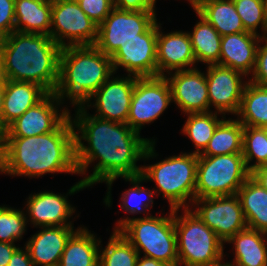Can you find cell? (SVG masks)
<instances>
[{
	"label": "cell",
	"mask_w": 267,
	"mask_h": 266,
	"mask_svg": "<svg viewBox=\"0 0 267 266\" xmlns=\"http://www.w3.org/2000/svg\"><path fill=\"white\" fill-rule=\"evenodd\" d=\"M83 105L77 107L74 120L75 165L78 174H85L89 164L95 160L93 173L72 186L69 194H74L98 182H106L108 192L104 199L111 206V185L119 177L141 175L142 166L136 165L141 159L156 157L155 140L141 138L140 133L128 124L97 118L87 113ZM81 133V135H79ZM82 140L87 141L88 146Z\"/></svg>",
	"instance_id": "obj_1"
},
{
	"label": "cell",
	"mask_w": 267,
	"mask_h": 266,
	"mask_svg": "<svg viewBox=\"0 0 267 266\" xmlns=\"http://www.w3.org/2000/svg\"><path fill=\"white\" fill-rule=\"evenodd\" d=\"M75 130L69 115L54 131L31 137H4L0 173L40 177L45 173H77Z\"/></svg>",
	"instance_id": "obj_2"
},
{
	"label": "cell",
	"mask_w": 267,
	"mask_h": 266,
	"mask_svg": "<svg viewBox=\"0 0 267 266\" xmlns=\"http://www.w3.org/2000/svg\"><path fill=\"white\" fill-rule=\"evenodd\" d=\"M61 50L49 35L13 31L0 44V74L6 80L32 82L54 93Z\"/></svg>",
	"instance_id": "obj_3"
},
{
	"label": "cell",
	"mask_w": 267,
	"mask_h": 266,
	"mask_svg": "<svg viewBox=\"0 0 267 266\" xmlns=\"http://www.w3.org/2000/svg\"><path fill=\"white\" fill-rule=\"evenodd\" d=\"M113 74L111 57L95 45L62 47L59 80L54 93L61 101L67 97L77 107Z\"/></svg>",
	"instance_id": "obj_4"
},
{
	"label": "cell",
	"mask_w": 267,
	"mask_h": 266,
	"mask_svg": "<svg viewBox=\"0 0 267 266\" xmlns=\"http://www.w3.org/2000/svg\"><path fill=\"white\" fill-rule=\"evenodd\" d=\"M114 230L119 231L140 254L178 266L177 235L174 226V209L168 216L152 215L140 218H125L117 222Z\"/></svg>",
	"instance_id": "obj_5"
},
{
	"label": "cell",
	"mask_w": 267,
	"mask_h": 266,
	"mask_svg": "<svg viewBox=\"0 0 267 266\" xmlns=\"http://www.w3.org/2000/svg\"><path fill=\"white\" fill-rule=\"evenodd\" d=\"M197 164L198 155L185 152L142 166L141 176L156 183L155 193L162 192L171 209L189 208L195 199Z\"/></svg>",
	"instance_id": "obj_6"
},
{
	"label": "cell",
	"mask_w": 267,
	"mask_h": 266,
	"mask_svg": "<svg viewBox=\"0 0 267 266\" xmlns=\"http://www.w3.org/2000/svg\"><path fill=\"white\" fill-rule=\"evenodd\" d=\"M174 209L178 266H200L224 257V242L190 208Z\"/></svg>",
	"instance_id": "obj_7"
},
{
	"label": "cell",
	"mask_w": 267,
	"mask_h": 266,
	"mask_svg": "<svg viewBox=\"0 0 267 266\" xmlns=\"http://www.w3.org/2000/svg\"><path fill=\"white\" fill-rule=\"evenodd\" d=\"M250 175L242 153L198 155L195 198L235 195Z\"/></svg>",
	"instance_id": "obj_8"
},
{
	"label": "cell",
	"mask_w": 267,
	"mask_h": 266,
	"mask_svg": "<svg viewBox=\"0 0 267 266\" xmlns=\"http://www.w3.org/2000/svg\"><path fill=\"white\" fill-rule=\"evenodd\" d=\"M155 11H130L113 8L98 26L95 46L105 55L112 56L121 45L139 38L155 22Z\"/></svg>",
	"instance_id": "obj_9"
},
{
	"label": "cell",
	"mask_w": 267,
	"mask_h": 266,
	"mask_svg": "<svg viewBox=\"0 0 267 266\" xmlns=\"http://www.w3.org/2000/svg\"><path fill=\"white\" fill-rule=\"evenodd\" d=\"M53 27V28H52ZM98 25L72 0H52L50 38L61 47L94 45ZM67 39V43L64 41Z\"/></svg>",
	"instance_id": "obj_10"
},
{
	"label": "cell",
	"mask_w": 267,
	"mask_h": 266,
	"mask_svg": "<svg viewBox=\"0 0 267 266\" xmlns=\"http://www.w3.org/2000/svg\"><path fill=\"white\" fill-rule=\"evenodd\" d=\"M171 102L165 76L136 78L126 124L140 133L142 126L156 120Z\"/></svg>",
	"instance_id": "obj_11"
},
{
	"label": "cell",
	"mask_w": 267,
	"mask_h": 266,
	"mask_svg": "<svg viewBox=\"0 0 267 266\" xmlns=\"http://www.w3.org/2000/svg\"><path fill=\"white\" fill-rule=\"evenodd\" d=\"M194 212L217 236L226 243L236 233L247 228L242 205L237 194L195 198ZM199 205H201L199 207Z\"/></svg>",
	"instance_id": "obj_12"
},
{
	"label": "cell",
	"mask_w": 267,
	"mask_h": 266,
	"mask_svg": "<svg viewBox=\"0 0 267 266\" xmlns=\"http://www.w3.org/2000/svg\"><path fill=\"white\" fill-rule=\"evenodd\" d=\"M157 21L139 38L121 45L111 56L113 73L124 67L130 76L137 78L158 76Z\"/></svg>",
	"instance_id": "obj_13"
},
{
	"label": "cell",
	"mask_w": 267,
	"mask_h": 266,
	"mask_svg": "<svg viewBox=\"0 0 267 266\" xmlns=\"http://www.w3.org/2000/svg\"><path fill=\"white\" fill-rule=\"evenodd\" d=\"M61 103L55 93H48L40 102L13 121L4 130V137H31L54 131L71 115L67 108L59 113L57 106Z\"/></svg>",
	"instance_id": "obj_14"
},
{
	"label": "cell",
	"mask_w": 267,
	"mask_h": 266,
	"mask_svg": "<svg viewBox=\"0 0 267 266\" xmlns=\"http://www.w3.org/2000/svg\"><path fill=\"white\" fill-rule=\"evenodd\" d=\"M110 78L112 77H109L83 106L87 104V108L90 107V101L95 98L93 107L98 113L93 116L126 124L137 77L128 75L125 78Z\"/></svg>",
	"instance_id": "obj_15"
},
{
	"label": "cell",
	"mask_w": 267,
	"mask_h": 266,
	"mask_svg": "<svg viewBox=\"0 0 267 266\" xmlns=\"http://www.w3.org/2000/svg\"><path fill=\"white\" fill-rule=\"evenodd\" d=\"M208 84L209 104L216 108L220 114L232 113L237 115L243 90L246 82H242V76L239 71L220 65H208L206 73ZM242 77V78H241Z\"/></svg>",
	"instance_id": "obj_16"
},
{
	"label": "cell",
	"mask_w": 267,
	"mask_h": 266,
	"mask_svg": "<svg viewBox=\"0 0 267 266\" xmlns=\"http://www.w3.org/2000/svg\"><path fill=\"white\" fill-rule=\"evenodd\" d=\"M171 73V74H170ZM165 75L170 89L172 102L185 114L210 112L208 84L206 76L196 67L179 70Z\"/></svg>",
	"instance_id": "obj_17"
},
{
	"label": "cell",
	"mask_w": 267,
	"mask_h": 266,
	"mask_svg": "<svg viewBox=\"0 0 267 266\" xmlns=\"http://www.w3.org/2000/svg\"><path fill=\"white\" fill-rule=\"evenodd\" d=\"M160 28L157 22L158 76H165L164 72L170 73L173 70L193 69L196 59L188 32L175 31L163 34Z\"/></svg>",
	"instance_id": "obj_18"
},
{
	"label": "cell",
	"mask_w": 267,
	"mask_h": 266,
	"mask_svg": "<svg viewBox=\"0 0 267 266\" xmlns=\"http://www.w3.org/2000/svg\"><path fill=\"white\" fill-rule=\"evenodd\" d=\"M66 197L49 191L31 194L26 210L33 226H72L67 220L75 212V207L70 205Z\"/></svg>",
	"instance_id": "obj_19"
},
{
	"label": "cell",
	"mask_w": 267,
	"mask_h": 266,
	"mask_svg": "<svg viewBox=\"0 0 267 266\" xmlns=\"http://www.w3.org/2000/svg\"><path fill=\"white\" fill-rule=\"evenodd\" d=\"M260 36L251 32L222 36L219 65L239 71L245 77L253 74Z\"/></svg>",
	"instance_id": "obj_20"
},
{
	"label": "cell",
	"mask_w": 267,
	"mask_h": 266,
	"mask_svg": "<svg viewBox=\"0 0 267 266\" xmlns=\"http://www.w3.org/2000/svg\"><path fill=\"white\" fill-rule=\"evenodd\" d=\"M26 243L34 266H58L73 226L41 227Z\"/></svg>",
	"instance_id": "obj_21"
},
{
	"label": "cell",
	"mask_w": 267,
	"mask_h": 266,
	"mask_svg": "<svg viewBox=\"0 0 267 266\" xmlns=\"http://www.w3.org/2000/svg\"><path fill=\"white\" fill-rule=\"evenodd\" d=\"M48 92L38 84L6 80L2 118L5 130L26 110L40 102Z\"/></svg>",
	"instance_id": "obj_22"
},
{
	"label": "cell",
	"mask_w": 267,
	"mask_h": 266,
	"mask_svg": "<svg viewBox=\"0 0 267 266\" xmlns=\"http://www.w3.org/2000/svg\"><path fill=\"white\" fill-rule=\"evenodd\" d=\"M52 0H15L14 31L50 36Z\"/></svg>",
	"instance_id": "obj_23"
},
{
	"label": "cell",
	"mask_w": 267,
	"mask_h": 266,
	"mask_svg": "<svg viewBox=\"0 0 267 266\" xmlns=\"http://www.w3.org/2000/svg\"><path fill=\"white\" fill-rule=\"evenodd\" d=\"M227 243H233L234 266H267L266 233L245 228L232 236Z\"/></svg>",
	"instance_id": "obj_24"
},
{
	"label": "cell",
	"mask_w": 267,
	"mask_h": 266,
	"mask_svg": "<svg viewBox=\"0 0 267 266\" xmlns=\"http://www.w3.org/2000/svg\"><path fill=\"white\" fill-rule=\"evenodd\" d=\"M66 243L58 266H99L101 240L86 227H78Z\"/></svg>",
	"instance_id": "obj_25"
},
{
	"label": "cell",
	"mask_w": 267,
	"mask_h": 266,
	"mask_svg": "<svg viewBox=\"0 0 267 266\" xmlns=\"http://www.w3.org/2000/svg\"><path fill=\"white\" fill-rule=\"evenodd\" d=\"M247 227L267 232V190L251 176L238 190Z\"/></svg>",
	"instance_id": "obj_26"
},
{
	"label": "cell",
	"mask_w": 267,
	"mask_h": 266,
	"mask_svg": "<svg viewBox=\"0 0 267 266\" xmlns=\"http://www.w3.org/2000/svg\"><path fill=\"white\" fill-rule=\"evenodd\" d=\"M199 22L196 23L193 32L189 33L193 53L196 62L208 65H219L220 45L222 36L218 31L198 12Z\"/></svg>",
	"instance_id": "obj_27"
},
{
	"label": "cell",
	"mask_w": 267,
	"mask_h": 266,
	"mask_svg": "<svg viewBox=\"0 0 267 266\" xmlns=\"http://www.w3.org/2000/svg\"><path fill=\"white\" fill-rule=\"evenodd\" d=\"M237 116L243 126L267 128V86L246 82Z\"/></svg>",
	"instance_id": "obj_28"
},
{
	"label": "cell",
	"mask_w": 267,
	"mask_h": 266,
	"mask_svg": "<svg viewBox=\"0 0 267 266\" xmlns=\"http://www.w3.org/2000/svg\"><path fill=\"white\" fill-rule=\"evenodd\" d=\"M221 36L248 32L245 30L233 0H209L197 11Z\"/></svg>",
	"instance_id": "obj_29"
},
{
	"label": "cell",
	"mask_w": 267,
	"mask_h": 266,
	"mask_svg": "<svg viewBox=\"0 0 267 266\" xmlns=\"http://www.w3.org/2000/svg\"><path fill=\"white\" fill-rule=\"evenodd\" d=\"M224 120L217 126L207 147L200 156L242 153L244 126L238 119Z\"/></svg>",
	"instance_id": "obj_30"
},
{
	"label": "cell",
	"mask_w": 267,
	"mask_h": 266,
	"mask_svg": "<svg viewBox=\"0 0 267 266\" xmlns=\"http://www.w3.org/2000/svg\"><path fill=\"white\" fill-rule=\"evenodd\" d=\"M212 112L187 114L188 118L182 132L194 143L196 151L193 153L196 155L205 150L217 126L224 120L218 119L216 111Z\"/></svg>",
	"instance_id": "obj_31"
},
{
	"label": "cell",
	"mask_w": 267,
	"mask_h": 266,
	"mask_svg": "<svg viewBox=\"0 0 267 266\" xmlns=\"http://www.w3.org/2000/svg\"><path fill=\"white\" fill-rule=\"evenodd\" d=\"M99 253V266H136L139 253L119 232L114 230L107 246Z\"/></svg>",
	"instance_id": "obj_32"
},
{
	"label": "cell",
	"mask_w": 267,
	"mask_h": 266,
	"mask_svg": "<svg viewBox=\"0 0 267 266\" xmlns=\"http://www.w3.org/2000/svg\"><path fill=\"white\" fill-rule=\"evenodd\" d=\"M242 154L250 172L266 164L265 128L244 126ZM253 159H256L255 163L249 165Z\"/></svg>",
	"instance_id": "obj_33"
},
{
	"label": "cell",
	"mask_w": 267,
	"mask_h": 266,
	"mask_svg": "<svg viewBox=\"0 0 267 266\" xmlns=\"http://www.w3.org/2000/svg\"><path fill=\"white\" fill-rule=\"evenodd\" d=\"M126 181H129L134 186L131 189L126 190L121 197L122 203L120 204L121 209H124L125 212L130 214H138L148 210V207H153V197L155 191L146 189L139 185L145 179L139 175L134 177H123ZM146 196L147 201L144 200ZM144 197V198H143Z\"/></svg>",
	"instance_id": "obj_34"
},
{
	"label": "cell",
	"mask_w": 267,
	"mask_h": 266,
	"mask_svg": "<svg viewBox=\"0 0 267 266\" xmlns=\"http://www.w3.org/2000/svg\"><path fill=\"white\" fill-rule=\"evenodd\" d=\"M235 9L246 31L258 34L261 27L263 35L267 34V20L264 0H233Z\"/></svg>",
	"instance_id": "obj_35"
},
{
	"label": "cell",
	"mask_w": 267,
	"mask_h": 266,
	"mask_svg": "<svg viewBox=\"0 0 267 266\" xmlns=\"http://www.w3.org/2000/svg\"><path fill=\"white\" fill-rule=\"evenodd\" d=\"M27 220L23 211L0 206V242L14 244L21 239L26 231Z\"/></svg>",
	"instance_id": "obj_36"
},
{
	"label": "cell",
	"mask_w": 267,
	"mask_h": 266,
	"mask_svg": "<svg viewBox=\"0 0 267 266\" xmlns=\"http://www.w3.org/2000/svg\"><path fill=\"white\" fill-rule=\"evenodd\" d=\"M78 4L84 13L98 26L114 8L113 0H82Z\"/></svg>",
	"instance_id": "obj_37"
},
{
	"label": "cell",
	"mask_w": 267,
	"mask_h": 266,
	"mask_svg": "<svg viewBox=\"0 0 267 266\" xmlns=\"http://www.w3.org/2000/svg\"><path fill=\"white\" fill-rule=\"evenodd\" d=\"M265 43L261 46L258 44L256 52V65L252 76V79H249L250 82L257 85L267 86V34L260 36V41Z\"/></svg>",
	"instance_id": "obj_38"
},
{
	"label": "cell",
	"mask_w": 267,
	"mask_h": 266,
	"mask_svg": "<svg viewBox=\"0 0 267 266\" xmlns=\"http://www.w3.org/2000/svg\"><path fill=\"white\" fill-rule=\"evenodd\" d=\"M15 0H0V37L4 38L14 31Z\"/></svg>",
	"instance_id": "obj_39"
},
{
	"label": "cell",
	"mask_w": 267,
	"mask_h": 266,
	"mask_svg": "<svg viewBox=\"0 0 267 266\" xmlns=\"http://www.w3.org/2000/svg\"><path fill=\"white\" fill-rule=\"evenodd\" d=\"M156 0H113L115 8L130 11H155Z\"/></svg>",
	"instance_id": "obj_40"
},
{
	"label": "cell",
	"mask_w": 267,
	"mask_h": 266,
	"mask_svg": "<svg viewBox=\"0 0 267 266\" xmlns=\"http://www.w3.org/2000/svg\"><path fill=\"white\" fill-rule=\"evenodd\" d=\"M6 266H34L30 257L28 249L25 247V251L22 248H18L10 258L9 263Z\"/></svg>",
	"instance_id": "obj_41"
},
{
	"label": "cell",
	"mask_w": 267,
	"mask_h": 266,
	"mask_svg": "<svg viewBox=\"0 0 267 266\" xmlns=\"http://www.w3.org/2000/svg\"><path fill=\"white\" fill-rule=\"evenodd\" d=\"M18 248L15 244L0 242V266H6Z\"/></svg>",
	"instance_id": "obj_42"
},
{
	"label": "cell",
	"mask_w": 267,
	"mask_h": 266,
	"mask_svg": "<svg viewBox=\"0 0 267 266\" xmlns=\"http://www.w3.org/2000/svg\"><path fill=\"white\" fill-rule=\"evenodd\" d=\"M250 176L267 190V164L252 170Z\"/></svg>",
	"instance_id": "obj_43"
},
{
	"label": "cell",
	"mask_w": 267,
	"mask_h": 266,
	"mask_svg": "<svg viewBox=\"0 0 267 266\" xmlns=\"http://www.w3.org/2000/svg\"><path fill=\"white\" fill-rule=\"evenodd\" d=\"M5 89H6V79L0 74V146L4 139L2 106H3Z\"/></svg>",
	"instance_id": "obj_44"
},
{
	"label": "cell",
	"mask_w": 267,
	"mask_h": 266,
	"mask_svg": "<svg viewBox=\"0 0 267 266\" xmlns=\"http://www.w3.org/2000/svg\"><path fill=\"white\" fill-rule=\"evenodd\" d=\"M136 266H170L165 262L155 260L154 258H149L146 256H143V258L138 256Z\"/></svg>",
	"instance_id": "obj_45"
},
{
	"label": "cell",
	"mask_w": 267,
	"mask_h": 266,
	"mask_svg": "<svg viewBox=\"0 0 267 266\" xmlns=\"http://www.w3.org/2000/svg\"><path fill=\"white\" fill-rule=\"evenodd\" d=\"M195 10L197 12L200 10L209 0H188Z\"/></svg>",
	"instance_id": "obj_46"
},
{
	"label": "cell",
	"mask_w": 267,
	"mask_h": 266,
	"mask_svg": "<svg viewBox=\"0 0 267 266\" xmlns=\"http://www.w3.org/2000/svg\"><path fill=\"white\" fill-rule=\"evenodd\" d=\"M222 260H223V258H220L219 260H217L213 263H209L206 265H200V266H234L231 262H225L224 263Z\"/></svg>",
	"instance_id": "obj_47"
},
{
	"label": "cell",
	"mask_w": 267,
	"mask_h": 266,
	"mask_svg": "<svg viewBox=\"0 0 267 266\" xmlns=\"http://www.w3.org/2000/svg\"><path fill=\"white\" fill-rule=\"evenodd\" d=\"M265 154H266V164H267V128H265Z\"/></svg>",
	"instance_id": "obj_48"
},
{
	"label": "cell",
	"mask_w": 267,
	"mask_h": 266,
	"mask_svg": "<svg viewBox=\"0 0 267 266\" xmlns=\"http://www.w3.org/2000/svg\"><path fill=\"white\" fill-rule=\"evenodd\" d=\"M265 3V14H266V20H267V0H264Z\"/></svg>",
	"instance_id": "obj_49"
},
{
	"label": "cell",
	"mask_w": 267,
	"mask_h": 266,
	"mask_svg": "<svg viewBox=\"0 0 267 266\" xmlns=\"http://www.w3.org/2000/svg\"><path fill=\"white\" fill-rule=\"evenodd\" d=\"M72 1L79 3V2L82 1V0H72Z\"/></svg>",
	"instance_id": "obj_50"
}]
</instances>
